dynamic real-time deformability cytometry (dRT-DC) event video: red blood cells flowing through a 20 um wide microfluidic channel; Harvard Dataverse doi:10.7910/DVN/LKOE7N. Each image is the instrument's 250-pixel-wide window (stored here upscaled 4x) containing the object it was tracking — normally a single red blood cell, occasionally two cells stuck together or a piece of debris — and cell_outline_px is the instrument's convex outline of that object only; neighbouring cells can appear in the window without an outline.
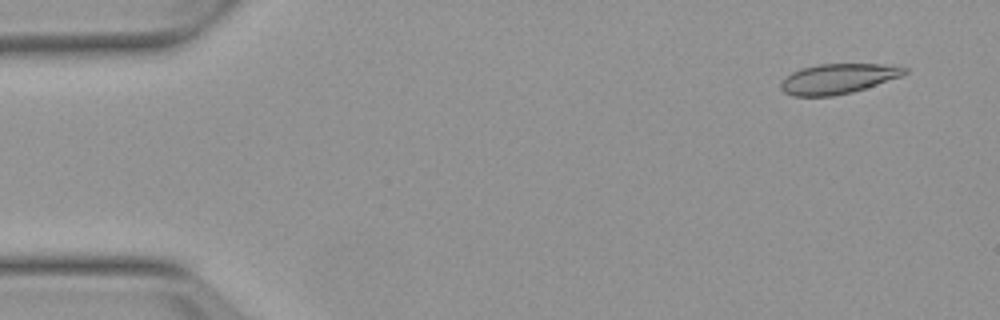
{"species": "Egyptian fruit bat (a non-hibernating species)", "species_latin": "Rousettus aegyptiacus", "temperature_condition": "warm", "stored_images_in_passage": 50, "camera_frame_rate_fps": 3000, "um_per_image_px": 0.085, "animal": {"sex": "female"}, "frame": {"image": 1, "passage_image": 1, "time_ms": 0.0, "image_size_px": [1000, 320], "cell_outline_px": [[908, 72], [900, 76], [852, 92], [832, 96], [792, 96], [784, 92], [780, 88], [780, 84], [792, 72], [800, 68], [820, 64], [880, 64], [908, 68]], "centroid_in_image_um": [71.19, 6.69], "position_along_channel_um": 13.8, "area_um2": 21.33}}
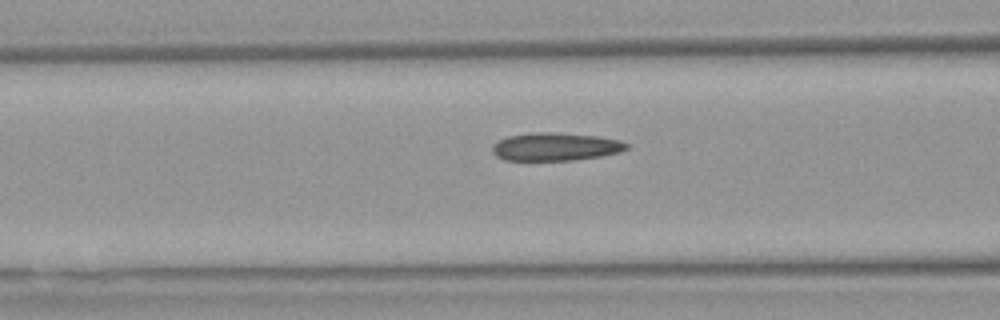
{"frame": {"image": 2, "passage_image": 18, "time_ms": 5.667, "image_size_px": [1000, 320], "cell_outline_px": [[628, 148], [620, 152], [600, 156], [576, 160], [504, 160], [496, 156], [492, 152], [492, 144], [508, 136], [532, 132], [552, 132], [596, 136], [620, 140], [628, 144]], "centroid_in_image_um": [47.2, 12.47], "position_along_channel_um": 119.4, "area_um2": 21.91}}
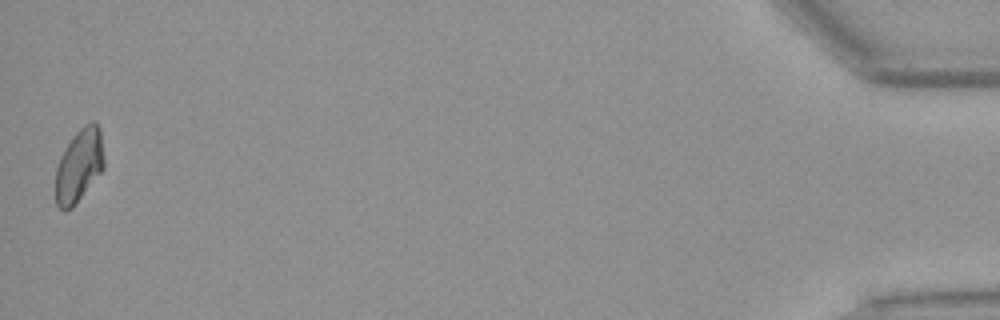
{"frame": {"image": 3, "passage_image": 50, "time_ms": 16.333, "image_size_px": [1000, 320], "cell_outline_px": [[104, 168], [72, 208], [60, 208], [56, 204], [56, 168], [60, 156], [64, 148], [76, 132], [84, 124], [92, 120], [96, 120], [100, 128], [104, 160]], "centroid_in_image_um": [6.73, 14.01], "position_along_channel_um": 428.5, "area_um2": 20.58}, "authors_computed_cell_mechanics": {"area_um2": 21.4727, "velocity_mm_per_s": 3.8129, "shape_relaxation_time_tau1_ms": null, "shape_relaxation_time_tau2_ms": 4.1072, "deformation_change_tau1": null, "deformation_change_tau2": 0.089}}